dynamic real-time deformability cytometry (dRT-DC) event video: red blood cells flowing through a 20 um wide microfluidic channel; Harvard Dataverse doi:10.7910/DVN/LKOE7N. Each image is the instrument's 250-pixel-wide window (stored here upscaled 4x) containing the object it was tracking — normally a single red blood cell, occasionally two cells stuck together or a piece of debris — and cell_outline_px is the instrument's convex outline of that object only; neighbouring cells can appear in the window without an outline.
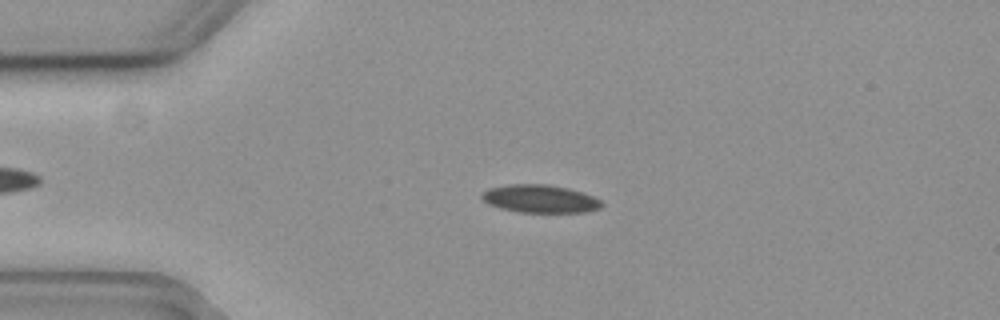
{"species": "common noctule bat (a hibernating species)", "species_latin": "Nyctalus noctula", "temperature_condition": "cold", "stored_images_in_passage": 56, "camera_frame_rate_fps": 3000, "um_per_image_px": 0.085, "animal": {"sex": "female", "body_mass_g": 19.3, "forearm_length_mm": 54.1}, "frame": {"image": 1, "passage_image": 13, "time_ms": 4.0, "image_size_px": [1000, 320], "cell_outline_px": [[604, 204], [600, 208], [584, 212], [520, 212], [500, 208], [488, 204], [480, 196], [488, 188], [508, 184], [548, 184], [568, 188], [592, 196], [600, 200]], "centroid_in_image_um": [45.89, 16.89], "position_along_channel_um": 39.1, "area_um2": 19.42}}
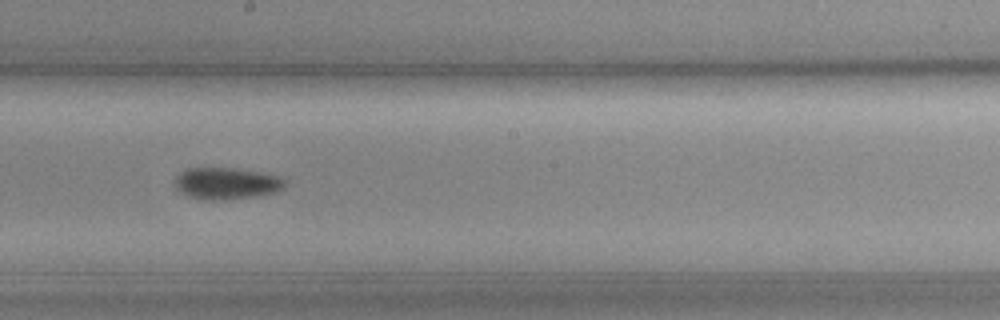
{"frame": {"image": 2, "passage_image": 31, "time_ms": 10.0, "image_size_px": [1000, 320], "cell_outline_px": [[288, 184], [284, 188], [276, 192], [260, 196], [224, 200], [200, 200], [188, 196], [180, 192], [176, 188], [176, 176], [180, 172], [188, 168], [232, 168], [260, 172], [276, 176], [288, 180]], "centroid_in_image_um": [19.28, 15.61], "position_along_channel_um": 228.9, "area_um2": 20.63}}
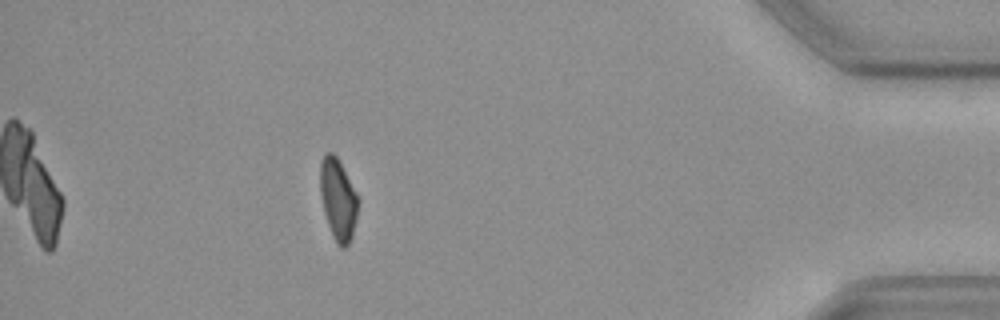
{"frame": {"image": 3, "passage_image": 50, "time_ms": 16.333, "image_size_px": [1000, 320], "cell_outline_px": [[356, 220], [352, 236], [348, 244], [344, 248], [340, 248], [336, 244], [332, 236], [324, 212], [320, 192], [320, 164], [324, 152], [332, 152], [336, 156], [356, 192]], "centroid_in_image_um": [28.7, 16.96], "position_along_channel_um": 406.5, "area_um2": 17.69}}